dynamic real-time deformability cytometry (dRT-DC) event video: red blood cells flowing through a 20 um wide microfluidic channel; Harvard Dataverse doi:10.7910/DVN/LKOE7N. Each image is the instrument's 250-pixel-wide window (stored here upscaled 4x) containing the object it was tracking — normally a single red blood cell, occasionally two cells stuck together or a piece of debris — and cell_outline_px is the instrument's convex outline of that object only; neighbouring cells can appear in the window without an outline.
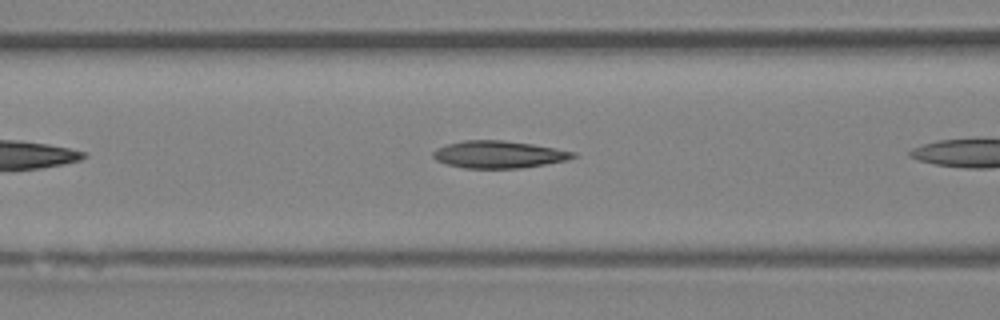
{"species": "Egyptian fruit bat (a non-hibernating species)", "species_latin": "Rousettus aegyptiacus", "temperature_condition": "room temperature", "stored_images_in_passage": 7, "camera_frame_rate_fps": 3000, "um_per_image_px": 0.085, "animal": {"sex": "female"}, "frame": {"image": 1, "passage_image": 6, "time_ms": 1.667, "image_size_px": [1000, 320], "cell_outline_px": [[576, 156], [568, 160], [520, 168], [464, 168], [444, 164], [436, 160], [432, 156], [432, 152], [436, 148], [448, 144], [464, 140], [504, 140], [532, 144], [556, 148], [576, 152]], "centroid_in_image_um": [42.37, 13.13], "position_along_channel_um": 124.2, "area_um2": 22.31}}